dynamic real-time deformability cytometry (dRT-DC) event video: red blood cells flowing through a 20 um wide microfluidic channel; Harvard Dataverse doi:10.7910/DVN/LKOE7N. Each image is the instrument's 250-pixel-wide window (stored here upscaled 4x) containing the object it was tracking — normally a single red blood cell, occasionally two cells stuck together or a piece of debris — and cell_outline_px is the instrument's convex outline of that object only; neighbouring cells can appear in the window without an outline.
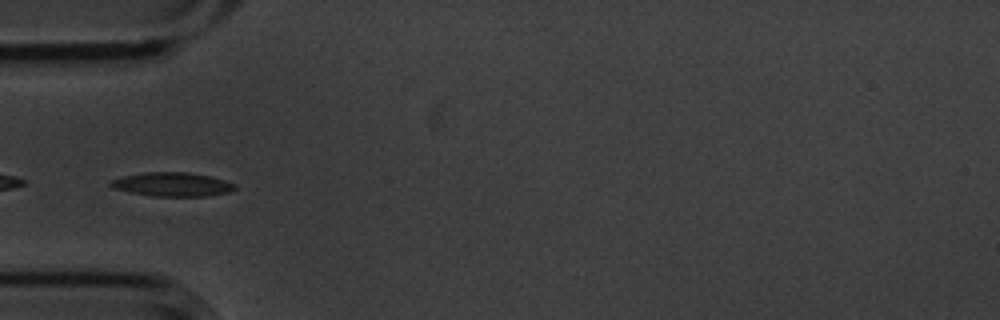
{"species": "common noctule bat (a hibernating species)", "species_latin": "Nyctalus noctula", "temperature_condition": "cold", "stored_images_in_passage": 8, "camera_frame_rate_fps": 3000, "um_per_image_px": 0.085, "animal": {"sex": "male", "body_mass_g": 20.1, "forearm_length_mm": 53.5}, "frame": {"image": 1, "passage_image": 4, "time_ms": 1.0, "image_size_px": [1000, 320], "cell_outline_px": [[236, 188], [228, 192], [208, 196], [152, 196], [112, 188], [108, 184], [108, 180], [120, 176], [144, 172], [188, 172], [208, 176], [224, 180], [236, 184]], "centroid_in_image_um": [14.58, 15.66], "position_along_channel_um": 70.4, "area_um2": 17.4}}
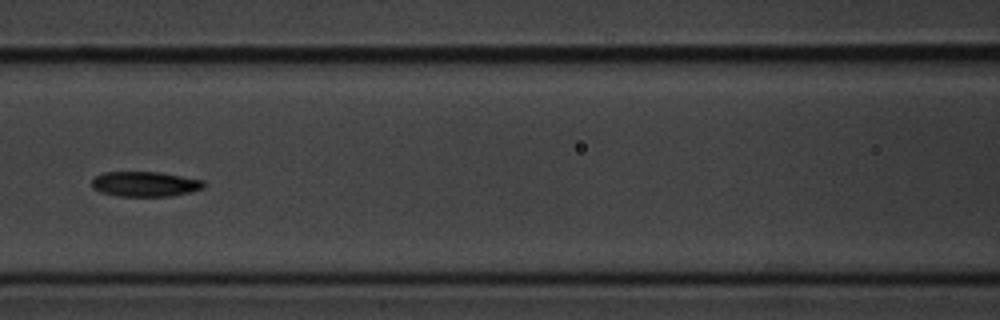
{"frame": {"image": 2, "passage_image": 6, "time_ms": 1.667, "image_size_px": [1000, 320], "cell_outline_px": [[204, 188], [192, 192], [172, 196], [116, 196], [100, 192], [92, 188], [92, 180], [96, 176], [104, 172], [160, 172], [204, 180]], "centroid_in_image_um": [12.34, 15.65], "position_along_channel_um": 154.3, "area_um2": 16.47}}
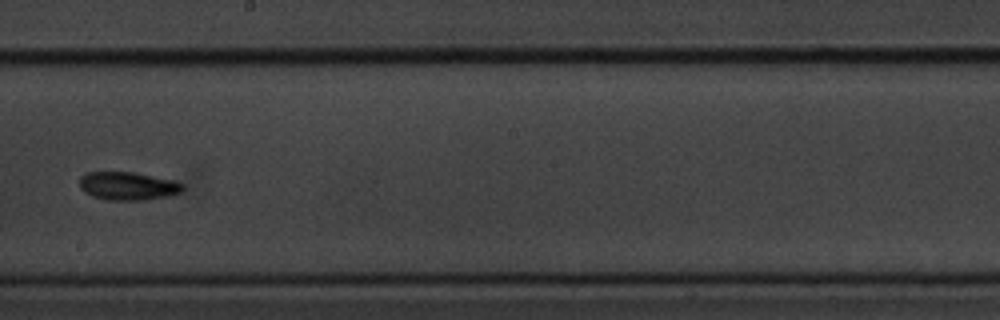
{"frame": {"image": 3, "passage_image": 8, "time_ms": 2.333, "image_size_px": [1000, 320], "cell_outline_px": [[184, 188], [180, 192], [168, 196], [148, 200], [108, 200], [92, 196], [84, 192], [80, 188], [80, 176], [84, 172], [132, 172], [172, 180], [184, 184]], "centroid_in_image_um": [10.84, 15.81], "position_along_channel_um": 237.4, "area_um2": 16.99}}